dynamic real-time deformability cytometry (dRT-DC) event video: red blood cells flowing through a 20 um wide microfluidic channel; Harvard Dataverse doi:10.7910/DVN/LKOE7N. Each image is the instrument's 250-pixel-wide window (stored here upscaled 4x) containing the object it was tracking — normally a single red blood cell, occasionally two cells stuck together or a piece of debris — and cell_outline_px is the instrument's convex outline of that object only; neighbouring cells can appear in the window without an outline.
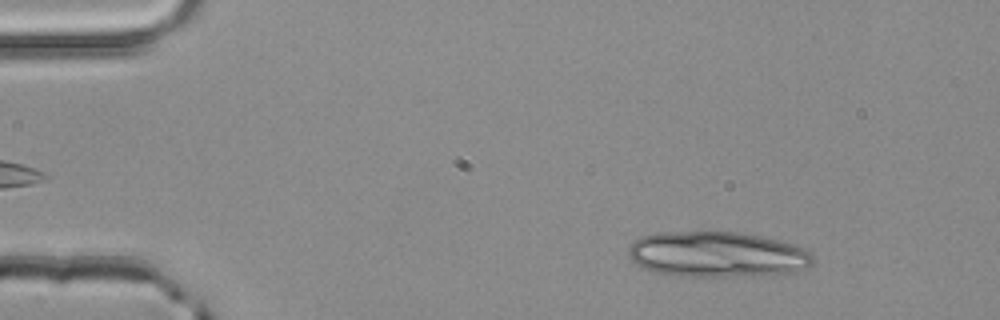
{"species": "common noctule bat (a hibernating species)", "species_latin": "Nyctalus noctula", "temperature_condition": "room temperature", "stored_images_in_passage": 52, "segment_of_instrument_passage": [1, 2], "camera_frame_rate_fps": 3000, "um_per_image_px": 0.085, "animal": {"sex": "male", "body_mass_g": 20.4}, "frame": {"image": 1, "passage_image": 7, "time_ms": 2.0, "image_size_px": [1000, 320], "cell_outline_px": [[812, 264], [808, 268], [796, 272], [728, 276], [672, 276], [640, 268], [628, 256], [628, 248], [640, 236], [656, 232], [740, 232], [760, 236], [792, 244], [808, 252], [812, 256]], "centroid_in_image_um": [60.88, 21.62], "position_along_channel_um": 24.1, "area_um2": 48.84}}